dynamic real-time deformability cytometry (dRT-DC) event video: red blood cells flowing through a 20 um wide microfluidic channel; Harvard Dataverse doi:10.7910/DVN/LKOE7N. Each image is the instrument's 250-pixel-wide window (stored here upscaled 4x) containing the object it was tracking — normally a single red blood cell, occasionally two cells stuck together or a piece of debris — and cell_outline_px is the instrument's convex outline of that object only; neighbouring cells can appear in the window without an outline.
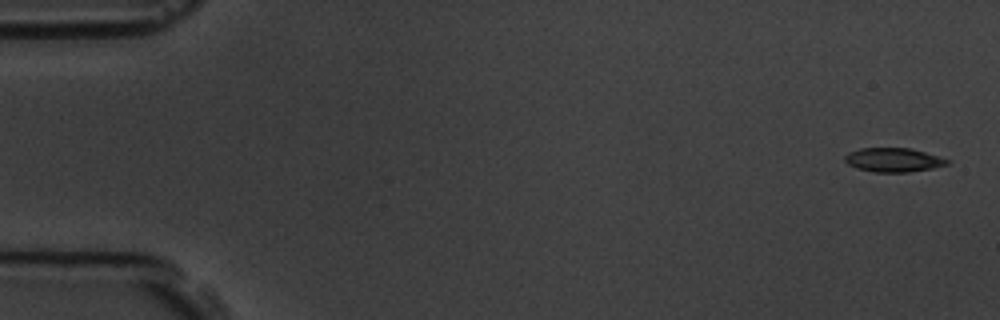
{"species": "common noctule bat (a hibernating species)", "species_latin": "Nyctalus noctula", "temperature_condition": "room temperature", "stored_images_in_passage": 4, "camera_frame_rate_fps": 3000, "um_per_image_px": 0.085, "animal": {"sex": "male", "body_mass_g": 19.5, "forearm_length_mm": 54.6}, "frame": {"image": 1, "passage_image": 1, "time_ms": 0.0, "image_size_px": [1000, 320], "cell_outline_px": [[952, 160], [948, 164], [932, 168], [908, 172], [876, 172], [856, 168], [848, 164], [844, 160], [844, 156], [848, 152], [860, 148], [912, 148], [940, 156]], "centroid_in_image_um": [75.95, 13.58], "position_along_channel_um": 9.0, "area_um2": 14.45}}
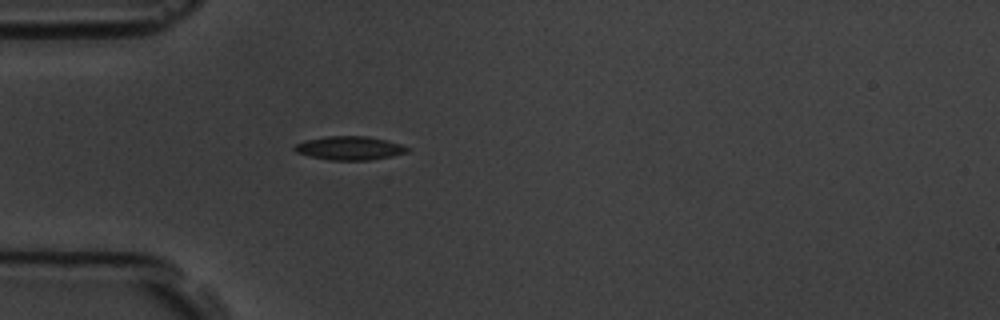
{"frame": {"image": 2, "passage_image": 4, "time_ms": 4.667, "image_size_px": [1000, 320], "cell_outline_px": [[408, 152], [392, 156], [368, 160], [328, 160], [296, 152], [292, 148], [296, 144], [304, 140], [324, 136], [368, 136], [388, 140], [400, 144], [408, 148]], "centroid_in_image_um": [29.7, 12.58], "position_along_channel_um": 55.3, "area_um2": 15.55}}